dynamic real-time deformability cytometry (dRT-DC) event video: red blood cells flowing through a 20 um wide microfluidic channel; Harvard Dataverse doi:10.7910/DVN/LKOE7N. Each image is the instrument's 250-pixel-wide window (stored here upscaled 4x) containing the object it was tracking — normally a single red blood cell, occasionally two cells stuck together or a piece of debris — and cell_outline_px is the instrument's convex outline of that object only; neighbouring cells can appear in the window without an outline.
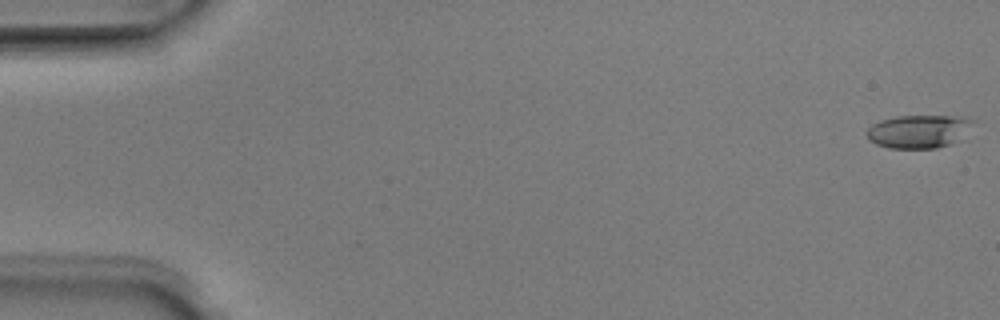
{"species": "Egyptian fruit bat (a non-hibernating species)", "species_latin": "Rousettus aegyptiacus", "temperature_condition": "room temperature", "stored_images_in_passage": 3, "camera_frame_rate_fps": 3000, "um_per_image_px": 0.085, "animal": {"sex": "male"}, "frame": {"image": 1, "passage_image": 1, "time_ms": 0.0, "image_size_px": [1000, 320], "cell_outline_px": [[976, 120], [952, 144], [936, 148], [888, 148], [876, 144], [868, 140], [864, 132], [872, 124], [880, 120], [896, 116], [956, 116]], "centroid_in_image_um": [78.0, 11.17], "position_along_channel_um": 7.0, "area_um2": 20.46}}